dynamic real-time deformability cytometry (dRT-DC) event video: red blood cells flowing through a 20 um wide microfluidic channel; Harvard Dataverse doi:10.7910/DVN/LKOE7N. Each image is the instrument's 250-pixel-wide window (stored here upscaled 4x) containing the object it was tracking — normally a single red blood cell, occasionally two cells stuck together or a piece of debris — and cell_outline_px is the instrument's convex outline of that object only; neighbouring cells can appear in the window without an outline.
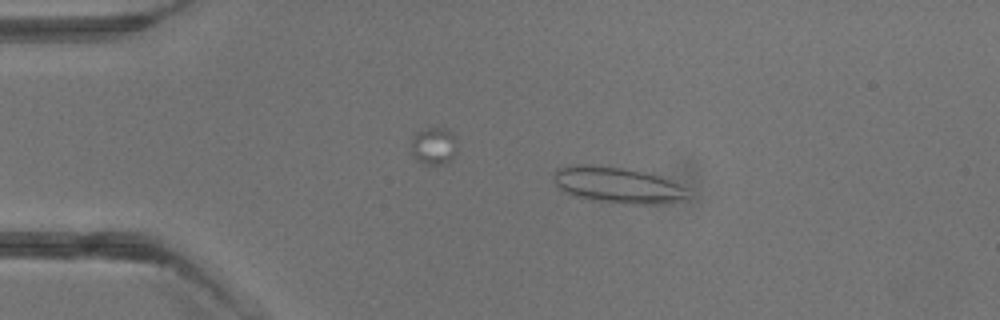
{"species": "common noctule bat (a hibernating species)", "species_latin": "Nyctalus noctula", "temperature_condition": "warm", "stored_images_in_passage": 4, "camera_frame_rate_fps": 3000, "um_per_image_px": 0.085, "animal": {"sex": "male", "body_mass_g": 13.3}, "frame": {"image": 1, "passage_image": 3, "time_ms": 2.0, "image_size_px": [1000, 320], "cell_outline_px": [[692, 196], [688, 200], [652, 204], [624, 204], [576, 196], [560, 188], [556, 184], [552, 176], [556, 168], [572, 164], [588, 164], [624, 168], [644, 172], [660, 176], [688, 188]], "centroid_in_image_um": [52.56, 15.72], "position_along_channel_um": 32.4, "area_um2": 28.32}}